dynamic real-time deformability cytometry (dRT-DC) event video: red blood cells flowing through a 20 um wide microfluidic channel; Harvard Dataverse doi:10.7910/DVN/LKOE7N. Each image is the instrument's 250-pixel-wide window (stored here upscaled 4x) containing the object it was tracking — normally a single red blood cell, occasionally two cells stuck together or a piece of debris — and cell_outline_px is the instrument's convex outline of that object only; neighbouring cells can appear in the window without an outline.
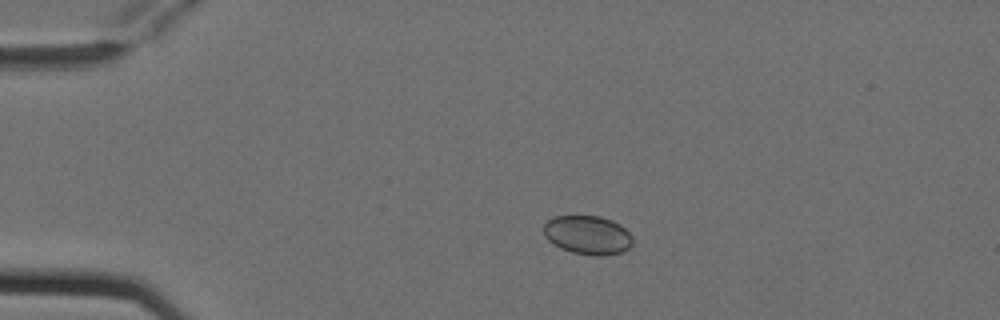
{"species": "Egyptian fruit bat (a non-hibernating species)", "species_latin": "Rousettus aegyptiacus", "temperature_condition": "cold", "stored_images_in_passage": 4, "camera_frame_rate_fps": 3000, "um_per_image_px": 0.085, "animal": {"sex": "female"}, "frame": {"image": 1, "passage_image": 3, "time_ms": 0.667, "image_size_px": [1000, 320], "cell_outline_px": [[632, 244], [628, 248], [620, 252], [600, 256], [596, 256], [572, 252], [560, 248], [548, 240], [544, 236], [544, 224], [552, 216], [600, 216], [612, 220], [620, 224], [632, 236]], "centroid_in_image_um": [49.94, 19.96], "position_along_channel_um": 35.1, "area_um2": 20.11}}